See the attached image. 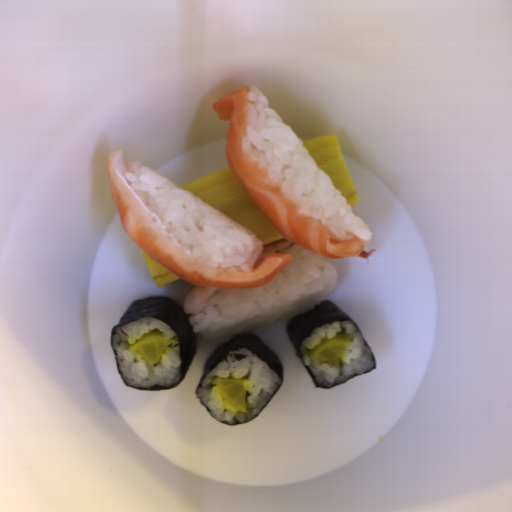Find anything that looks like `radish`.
<instances>
[{
    "mask_svg": "<svg viewBox=\"0 0 512 512\" xmlns=\"http://www.w3.org/2000/svg\"><path fill=\"white\" fill-rule=\"evenodd\" d=\"M170 344L171 341L166 339L160 330L153 329L131 345L128 350L153 365L159 362Z\"/></svg>",
    "mask_w": 512,
    "mask_h": 512,
    "instance_id": "obj_1",
    "label": "radish"
},
{
    "mask_svg": "<svg viewBox=\"0 0 512 512\" xmlns=\"http://www.w3.org/2000/svg\"><path fill=\"white\" fill-rule=\"evenodd\" d=\"M351 338L352 335L349 333H341L334 338H325L318 346L310 350V359L321 360L338 366Z\"/></svg>",
    "mask_w": 512,
    "mask_h": 512,
    "instance_id": "obj_2",
    "label": "radish"
},
{
    "mask_svg": "<svg viewBox=\"0 0 512 512\" xmlns=\"http://www.w3.org/2000/svg\"><path fill=\"white\" fill-rule=\"evenodd\" d=\"M215 382L226 404L246 413L247 390L244 378L216 377Z\"/></svg>",
    "mask_w": 512,
    "mask_h": 512,
    "instance_id": "obj_3",
    "label": "radish"
}]
</instances>
